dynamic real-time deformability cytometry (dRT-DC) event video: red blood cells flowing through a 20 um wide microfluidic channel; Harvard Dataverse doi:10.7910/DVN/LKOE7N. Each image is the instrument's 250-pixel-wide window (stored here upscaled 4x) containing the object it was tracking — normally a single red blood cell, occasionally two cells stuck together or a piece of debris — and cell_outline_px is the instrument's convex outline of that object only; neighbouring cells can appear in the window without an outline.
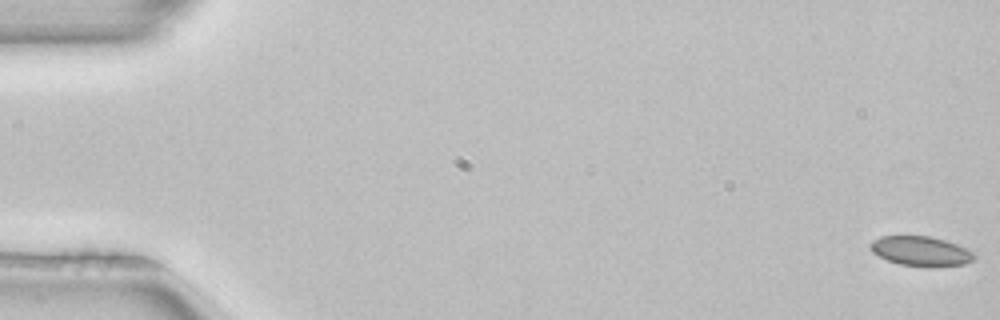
{"species": "common noctule bat (a hibernating species)", "species_latin": "Nyctalus noctula", "temperature_condition": "room temperature", "stored_images_in_passage": 4, "camera_frame_rate_fps": 3000, "um_per_image_px": 0.085, "animal": {"sex": "female", "body_mass_g": 22.7, "forearm_length_mm": 54.2}, "frame": {"image": 1, "passage_image": 1, "time_ms": 0.0, "image_size_px": [1000, 320], "cell_outline_px": [[976, 256], [972, 260], [964, 264], [932, 268], [900, 264], [888, 260], [872, 252], [868, 244], [872, 240], [880, 236], [932, 236], [968, 248]], "centroid_in_image_um": [78.27, 21.35], "position_along_channel_um": 6.7, "area_um2": 18.15}}
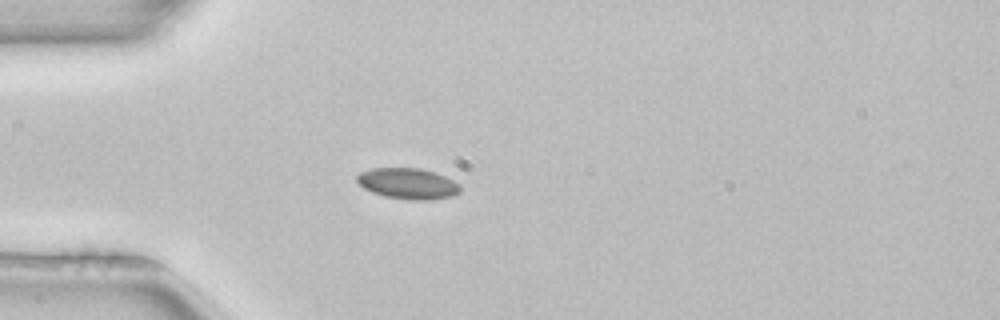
{"frame": {"image": 2, "passage_image": 4, "time_ms": 1.0, "image_size_px": [1000, 320], "cell_outline_px": [[460, 192], [452, 196], [428, 200], [412, 200], [384, 196], [372, 192], [364, 188], [356, 180], [356, 176], [360, 172], [372, 168], [420, 168], [444, 176], [460, 184]], "centroid_in_image_um": [34.66, 15.6], "position_along_channel_um": 50.3, "area_um2": 18.5}}